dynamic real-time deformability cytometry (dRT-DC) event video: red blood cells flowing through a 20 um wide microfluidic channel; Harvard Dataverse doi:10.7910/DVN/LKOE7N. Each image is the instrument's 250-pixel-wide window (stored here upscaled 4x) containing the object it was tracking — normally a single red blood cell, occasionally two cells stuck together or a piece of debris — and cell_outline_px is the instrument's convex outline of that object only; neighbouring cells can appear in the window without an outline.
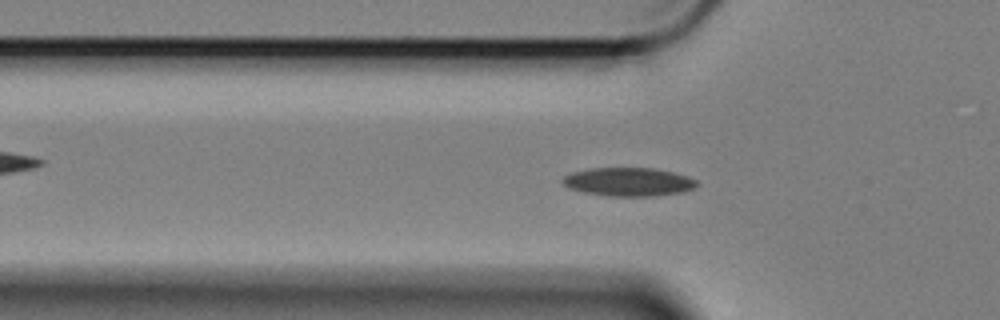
{"species": "Egyptian fruit bat (a non-hibernating species)", "species_latin": "Rousettus aegyptiacus", "temperature_condition": "cold", "stored_images_in_passage": 59, "camera_frame_rate_fps": 3000, "um_per_image_px": 0.085, "animal": {"sex": "female"}, "frame": {"image": 1, "passage_image": 18, "time_ms": 5.667, "image_size_px": [1000, 320], "cell_outline_px": [[700, 184], [692, 188], [680, 192], [652, 196], [608, 196], [584, 192], [568, 188], [560, 180], [564, 176], [572, 172], [588, 168], [656, 168], [688, 176], [696, 180]], "centroid_in_image_um": [53.39, 15.45], "position_along_channel_um": 72.4, "area_um2": 22.31}}
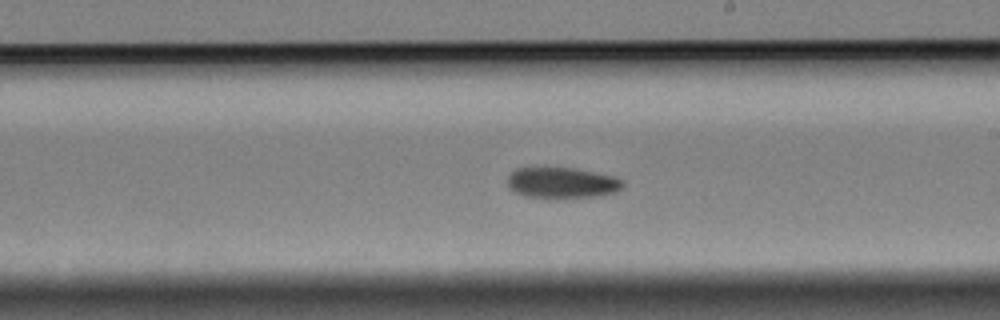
{"frame": {"image": 2, "passage_image": 33, "time_ms": 10.667, "image_size_px": [1000, 320], "cell_outline_px": [[624, 184], [616, 192], [596, 196], [564, 200], [524, 196], [512, 192], [508, 188], [508, 176], [516, 168], [572, 168], [612, 176], [624, 180]], "centroid_in_image_um": [47.73, 15.58], "position_along_channel_um": 241.3, "area_um2": 21.15}}
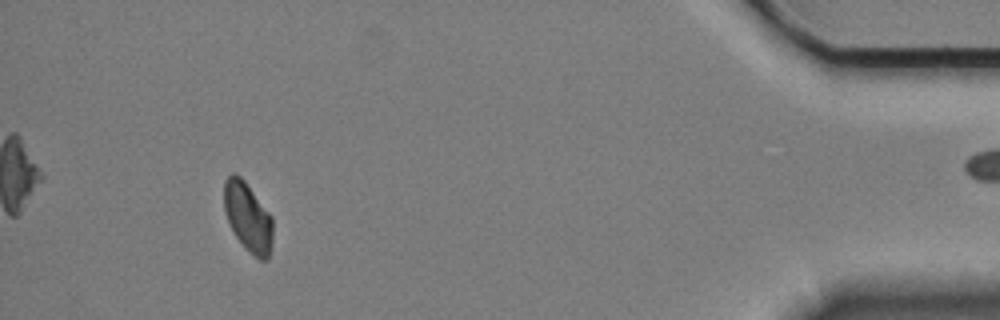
{"frame": {"image": 3, "passage_image": 54, "time_ms": 17.667, "image_size_px": [1000, 320], "cell_outline_px": [[272, 244], [268, 260], [260, 260], [244, 248], [228, 224], [224, 212], [224, 180], [232, 172], [236, 172], [244, 180], [272, 216]], "centroid_in_image_um": [21.06, 18.45], "position_along_channel_um": 414.1, "area_um2": 19.88}, "authors_computed_cell_mechanics": {"area_um2": 20.8658, "velocity_mm_per_s": 3.3644, "shape_relaxation_time_tau1_ms": 4.7691, "shape_relaxation_time_tau2_ms": null, "deformation_change_tau1": 0.0954, "deformation_change_tau2": null}}